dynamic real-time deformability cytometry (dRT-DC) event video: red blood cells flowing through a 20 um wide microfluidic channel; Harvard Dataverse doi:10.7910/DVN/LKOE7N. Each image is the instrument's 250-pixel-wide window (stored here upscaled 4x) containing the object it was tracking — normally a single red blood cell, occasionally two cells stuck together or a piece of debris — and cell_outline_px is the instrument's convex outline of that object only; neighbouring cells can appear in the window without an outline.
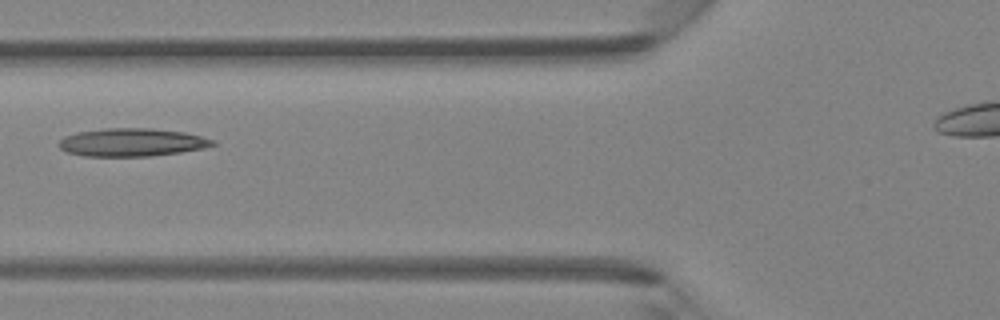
{"species": "Egyptian fruit bat (a non-hibernating species)", "species_latin": "Rousettus aegyptiacus", "temperature_condition": "room temperature", "stored_images_in_passage": 6, "camera_frame_rate_fps": 3000, "um_per_image_px": 0.085, "animal": {"sex": "female"}, "frame": {"image": 1, "passage_image": 6, "time_ms": 6.667, "image_size_px": [1000, 320], "cell_outline_px": [[216, 144], [200, 148], [180, 152], [152, 156], [84, 156], [68, 152], [60, 148], [56, 144], [64, 136], [76, 132], [104, 128], [152, 128], [184, 132], [216, 140]], "centroid_in_image_um": [11.17, 12.09], "position_along_channel_um": 114.6, "area_um2": 25.14}}